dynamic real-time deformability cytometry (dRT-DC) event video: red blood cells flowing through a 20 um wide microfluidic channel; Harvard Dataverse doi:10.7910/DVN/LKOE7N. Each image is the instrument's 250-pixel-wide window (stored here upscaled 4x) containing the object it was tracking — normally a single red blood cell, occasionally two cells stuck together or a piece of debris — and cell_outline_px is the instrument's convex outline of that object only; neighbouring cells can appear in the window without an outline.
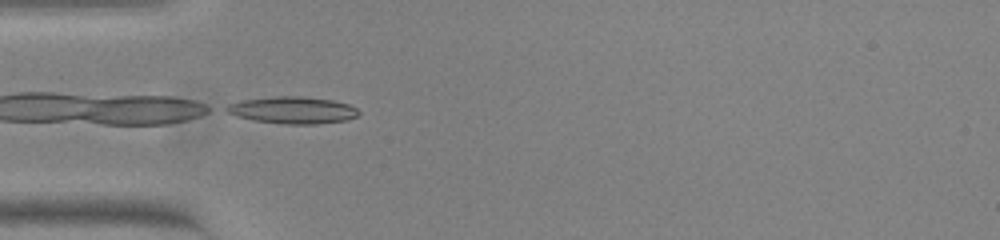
{"species": "common noctule bat (a hibernating species)", "species_latin": "Nyctalus noctula", "temperature_condition": "warm", "stored_images_in_passage": 34, "camera_frame_rate_fps": 3000, "um_per_image_px": 0.085, "animal": {"sex": "female", "body_mass_g": 23.0, "forearm_length_mm": 53.4}, "frame": {"image": 1, "passage_image": 1, "time_ms": 0.0, "image_size_px": [1000, 240], "cell_outline_px": [[360, 112], [356, 116], [348, 120], [316, 124], [288, 124], [256, 120], [236, 116], [220, 108], [228, 104], [244, 100], [276, 96], [300, 96], [332, 100], [348, 104], [356, 108]], "centroid_in_image_um": [24.87, 9.36], "position_along_channel_um": 60.1, "area_um2": 20.63}}
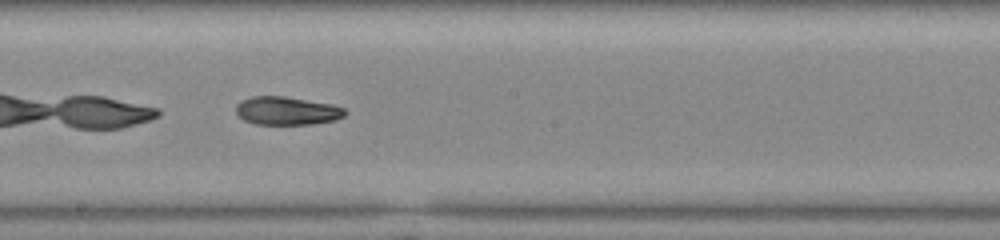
{"frame": {"image": 2, "passage_image": 14, "time_ms": 4.333, "image_size_px": [1000, 240], "cell_outline_px": [[348, 112], [344, 116], [336, 120], [312, 124], [256, 124], [244, 120], [236, 112], [236, 104], [240, 100], [252, 96], [284, 96], [328, 104], [344, 108]], "centroid_in_image_um": [24.36, 9.42], "position_along_channel_um": 223.8, "area_um2": 17.86}}
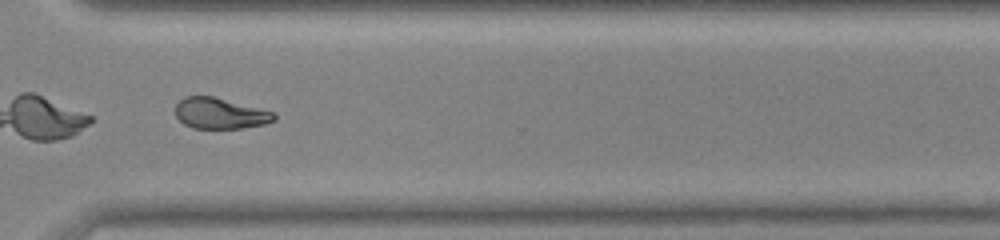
{"frame": {"image": 3, "passage_image": 24, "time_ms": 7.667, "image_size_px": [1000, 240], "cell_outline_px": [[276, 120], [264, 124], [240, 128], [192, 128], [184, 124], [176, 116], [176, 104], [184, 96], [212, 96], [272, 112], [276, 116]], "centroid_in_image_um": [18.67, 9.64], "position_along_channel_um": 351.9, "area_um2": 17.46}, "authors_computed_cell_mechanics": {"area_um2": 18.6983, "velocity_mm_per_s": 3.8317, "shape_relaxation_time_tau1_ms": null, "shape_relaxation_time_tau2_ms": 5.2743, "deformation_change_tau1": null, "deformation_change_tau2": 0.1271}}